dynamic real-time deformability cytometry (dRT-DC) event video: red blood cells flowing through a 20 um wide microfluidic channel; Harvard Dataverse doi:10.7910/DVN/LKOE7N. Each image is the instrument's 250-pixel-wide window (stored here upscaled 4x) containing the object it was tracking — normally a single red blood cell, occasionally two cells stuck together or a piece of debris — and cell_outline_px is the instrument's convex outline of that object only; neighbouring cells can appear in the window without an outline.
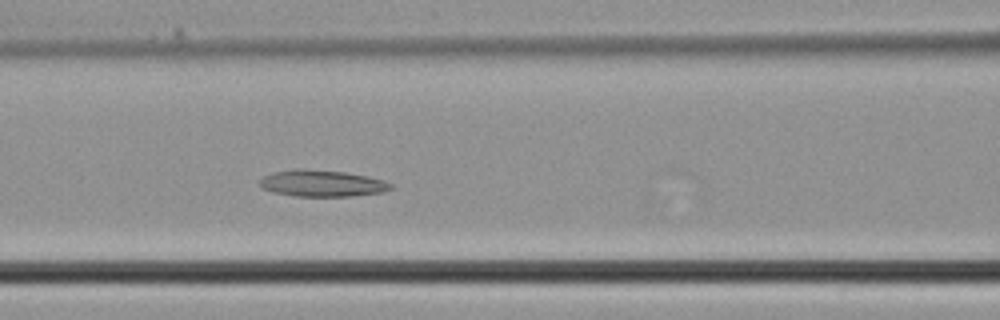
{"species": "common noctule bat (a hibernating species)", "species_latin": "Nyctalus noctula", "temperature_condition": "cold", "stored_images_in_passage": 15, "camera_frame_rate_fps": 3000, "um_per_image_px": 0.085, "animal": {"sex": "male", "body_mass_g": 21.5, "forearm_length_mm": 52.0}, "frame": {"image": 1, "passage_image": 12, "time_ms": 3.667, "image_size_px": [1000, 320], "cell_outline_px": [[392, 188], [384, 192], [352, 196], [296, 196], [272, 192], [260, 188], [260, 180], [264, 176], [276, 172], [296, 168], [304, 168], [344, 172], [368, 176], [384, 180], [392, 184]], "centroid_in_image_um": [27.38, 15.58], "position_along_channel_um": 139.2, "area_um2": 20.35}}
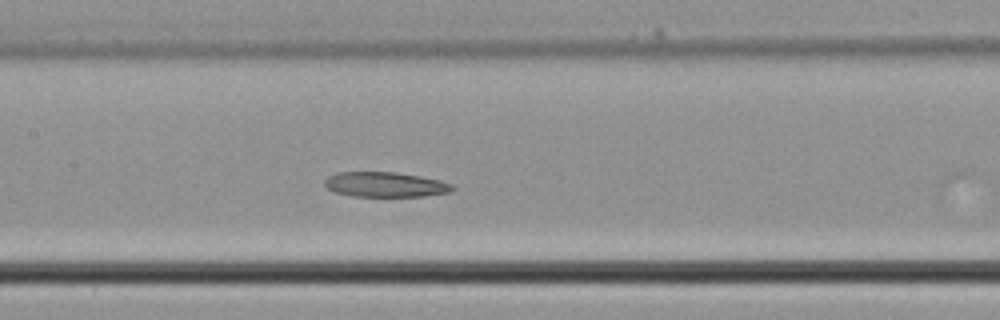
{"frame": {"image": 2, "passage_image": 14, "time_ms": 4.333, "image_size_px": [1000, 320], "cell_outline_px": [[456, 188], [452, 192], [424, 196], [352, 196], [336, 192], [328, 188], [324, 184], [324, 180], [328, 176], [336, 172], [396, 172], [440, 180], [452, 184]], "centroid_in_image_um": [32.77, 15.68], "position_along_channel_um": 174.6, "area_um2": 18.61}}